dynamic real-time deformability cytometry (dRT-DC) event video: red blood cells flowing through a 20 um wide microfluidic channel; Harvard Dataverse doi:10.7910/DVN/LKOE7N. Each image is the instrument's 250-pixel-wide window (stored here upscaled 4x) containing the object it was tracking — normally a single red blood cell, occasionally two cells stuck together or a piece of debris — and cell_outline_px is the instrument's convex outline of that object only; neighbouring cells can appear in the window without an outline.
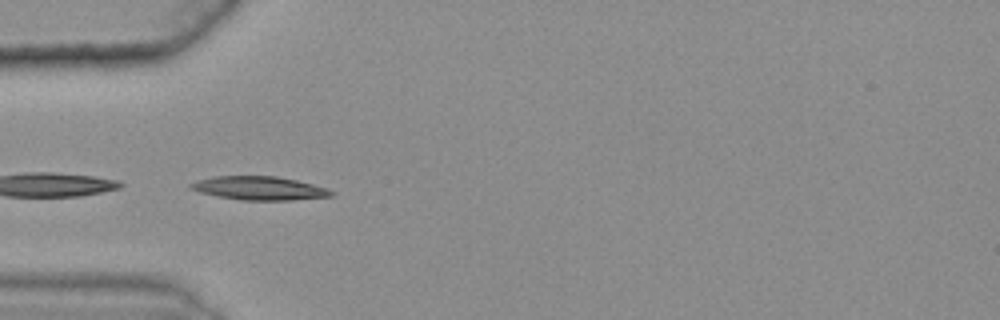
{"species": "common noctule bat (a hibernating species)", "species_latin": "Nyctalus noctula", "temperature_condition": "warm", "stored_images_in_passage": 9, "camera_frame_rate_fps": 3000, "um_per_image_px": 0.085, "animal": {"sex": "female", "body_mass_g": 25.1}, "frame": {"image": 1, "passage_image": 4, "time_ms": 1.0, "image_size_px": [1000, 320], "cell_outline_px": [[332, 196], [292, 200], [240, 200], [216, 196], [200, 192], [188, 188], [188, 184], [196, 180], [212, 176], [276, 176], [296, 180], [328, 188], [332, 192]], "centroid_in_image_um": [21.98, 15.99], "position_along_channel_um": 63.0, "area_um2": 19.36}}